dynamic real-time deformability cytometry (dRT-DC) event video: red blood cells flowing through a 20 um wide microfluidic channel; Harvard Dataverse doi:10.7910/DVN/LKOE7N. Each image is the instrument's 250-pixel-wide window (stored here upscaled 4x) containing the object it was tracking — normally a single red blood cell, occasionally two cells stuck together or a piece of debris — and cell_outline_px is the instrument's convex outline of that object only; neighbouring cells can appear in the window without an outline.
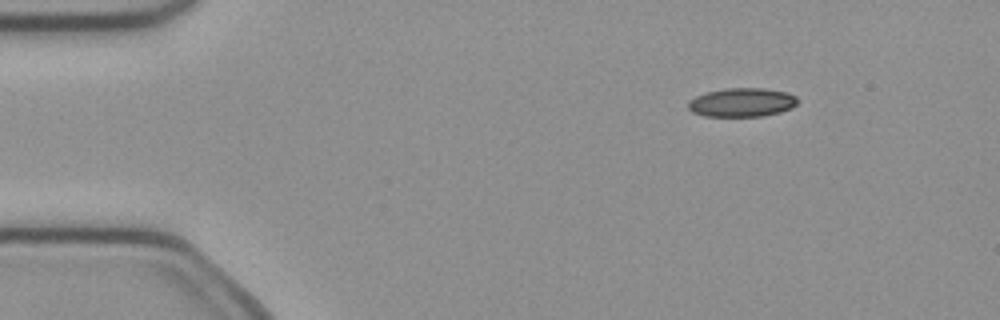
{"species": "common noctule bat (a hibernating species)", "species_latin": "Nyctalus noctula", "temperature_condition": "cold", "stored_images_in_passage": 45, "camera_frame_rate_fps": 3000, "um_per_image_px": 0.085, "animal": {"sex": "female", "body_mass_g": 21.9}, "frame": {"image": 1, "passage_image": 1, "time_ms": 0.0, "image_size_px": [1000, 320], "cell_outline_px": [[800, 100], [792, 108], [780, 112], [764, 116], [704, 116], [692, 112], [688, 108], [688, 100], [696, 96], [708, 92], [724, 88], [764, 88], [788, 92], [796, 96]], "centroid_in_image_um": [63.09, 8.7], "position_along_channel_um": 21.9, "area_um2": 18.55}}
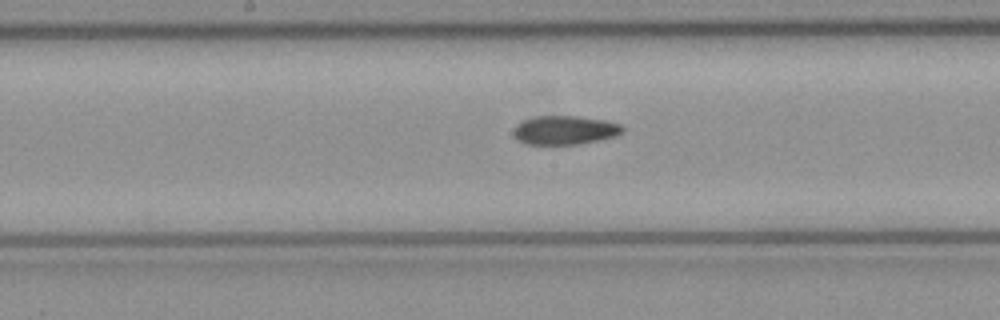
{"frame": {"image": 2, "passage_image": 20, "time_ms": 6.333, "image_size_px": [1000, 320], "cell_outline_px": [[624, 132], [616, 136], [576, 144], [528, 144], [516, 140], [512, 136], [512, 128], [516, 124], [524, 120], [536, 116], [576, 116], [604, 120], [620, 124], [624, 128]], "centroid_in_image_um": [47.95, 11.06], "position_along_channel_um": 200.2, "area_um2": 18.38}}
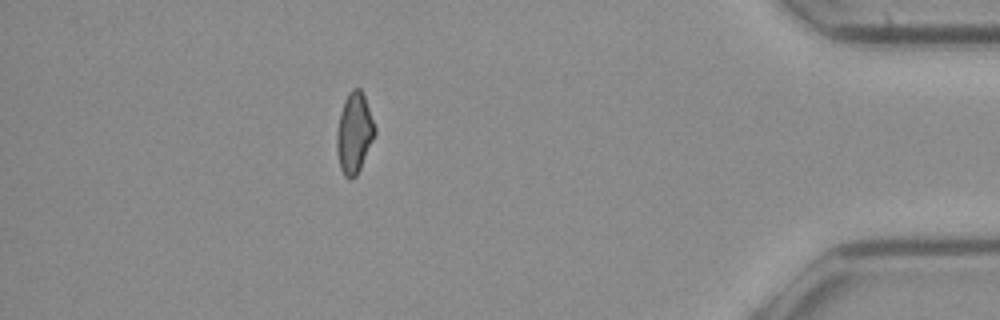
{"frame": {"image": 3, "passage_image": 39, "time_ms": 12.667, "image_size_px": [1000, 320], "cell_outline_px": [[376, 132], [360, 168], [356, 176], [348, 180], [344, 176], [340, 168], [336, 148], [336, 132], [340, 112], [344, 100], [348, 92], [352, 88], [360, 88], [364, 96], [376, 128]], "centroid_in_image_um": [30.09, 11.3], "position_along_channel_um": 405.1, "area_um2": 17.86}}